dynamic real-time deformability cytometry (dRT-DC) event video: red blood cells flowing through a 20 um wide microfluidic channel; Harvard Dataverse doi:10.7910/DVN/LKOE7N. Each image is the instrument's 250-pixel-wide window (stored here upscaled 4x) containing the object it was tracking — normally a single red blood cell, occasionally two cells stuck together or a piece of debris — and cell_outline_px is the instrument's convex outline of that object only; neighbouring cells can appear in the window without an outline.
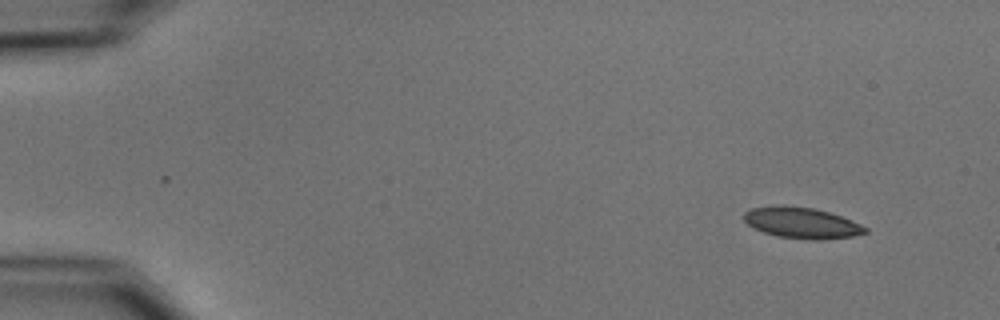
{"species": "common noctule bat (a hibernating species)", "species_latin": "Nyctalus noctula", "temperature_condition": "cold", "stored_images_in_passage": 4, "camera_frame_rate_fps": 3000, "um_per_image_px": 0.085, "animal": {"sex": "male", "body_mass_g": 15.6}, "frame": {"image": 1, "passage_image": 1, "time_ms": 0.0, "image_size_px": [1000, 320], "cell_outline_px": [[868, 232], [852, 236], [820, 240], [812, 240], [776, 236], [752, 228], [744, 220], [744, 212], [752, 208], [772, 204], [784, 204], [812, 208], [828, 212], [852, 220], [868, 228]], "centroid_in_image_um": [68.11, 18.93], "position_along_channel_um": 16.9, "area_um2": 22.14}}